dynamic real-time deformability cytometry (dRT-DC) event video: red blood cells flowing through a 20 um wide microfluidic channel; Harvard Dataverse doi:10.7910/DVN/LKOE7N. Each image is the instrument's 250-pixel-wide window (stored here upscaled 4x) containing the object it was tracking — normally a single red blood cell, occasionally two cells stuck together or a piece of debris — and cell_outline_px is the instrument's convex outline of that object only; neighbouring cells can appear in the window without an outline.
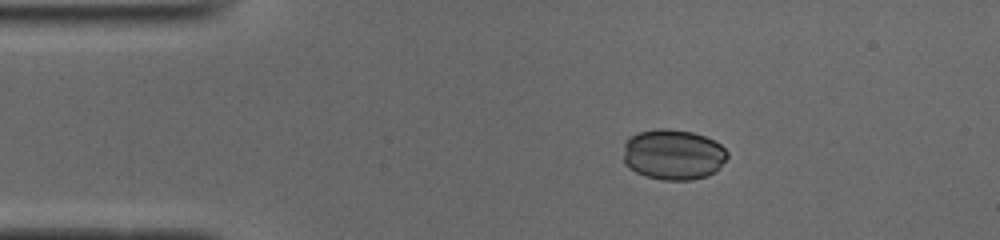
{"species": "common noctule bat (a hibernating species)", "species_latin": "Nyctalus noctula", "temperature_condition": "cold", "stored_images_in_passage": 8, "camera_frame_rate_fps": 3000, "um_per_image_px": 0.085, "animal": {"sex": "male", "body_mass_g": 19.0, "forearm_length_mm": 50.8}, "frame": {"image": 1, "passage_image": 1, "time_ms": 0.0, "image_size_px": [1000, 240], "cell_outline_px": [[728, 156], [720, 168], [716, 172], [708, 176], [692, 180], [664, 180], [644, 176], [628, 168], [624, 164], [624, 144], [628, 136], [636, 132], [656, 128], [668, 128], [692, 132], [704, 136], [720, 144], [728, 152]], "centroid_in_image_um": [57.2, 13.13], "position_along_channel_um": 27.8, "area_um2": 31.15}}